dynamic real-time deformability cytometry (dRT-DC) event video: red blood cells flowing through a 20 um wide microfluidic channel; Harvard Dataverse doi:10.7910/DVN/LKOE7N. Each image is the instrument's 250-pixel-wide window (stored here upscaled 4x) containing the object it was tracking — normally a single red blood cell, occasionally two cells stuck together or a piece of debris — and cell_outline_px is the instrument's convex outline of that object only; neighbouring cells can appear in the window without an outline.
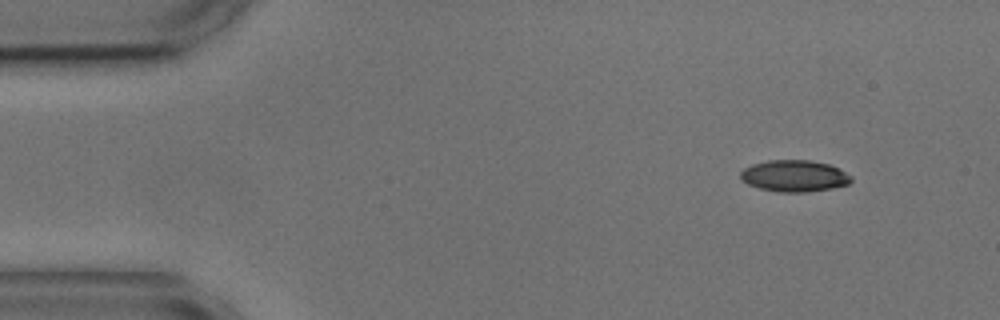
{"species": "common noctule bat (a hibernating species)", "species_latin": "Nyctalus noctula", "temperature_condition": "cold", "stored_images_in_passage": 4, "camera_frame_rate_fps": 3000, "um_per_image_px": 0.085, "animal": {"sex": "male", "body_mass_g": 17.9, "forearm_length_mm": 54.2}, "frame": {"image": 1, "passage_image": 1, "time_ms": 0.0, "image_size_px": [1000, 320], "cell_outline_px": [[852, 180], [848, 184], [832, 188], [804, 192], [780, 192], [760, 188], [748, 184], [740, 176], [740, 172], [744, 168], [752, 164], [768, 160], [808, 160], [828, 164], [840, 168], [852, 176]], "centroid_in_image_um": [67.54, 14.94], "position_along_channel_um": 17.5, "area_um2": 20.29}}
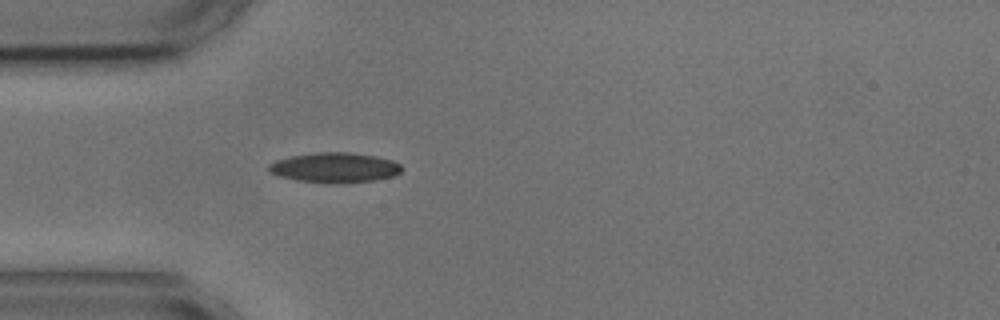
{"frame": {"image": 2, "passage_image": 4, "time_ms": 3.333, "image_size_px": [1000, 320], "cell_outline_px": [[404, 168], [400, 172], [392, 176], [376, 180], [296, 180], [280, 176], [268, 172], [268, 164], [276, 160], [288, 156], [316, 152], [352, 152], [376, 156], [392, 160], [400, 164]], "centroid_in_image_um": [28.44, 14.18], "position_along_channel_um": 56.6, "area_um2": 22.37}}